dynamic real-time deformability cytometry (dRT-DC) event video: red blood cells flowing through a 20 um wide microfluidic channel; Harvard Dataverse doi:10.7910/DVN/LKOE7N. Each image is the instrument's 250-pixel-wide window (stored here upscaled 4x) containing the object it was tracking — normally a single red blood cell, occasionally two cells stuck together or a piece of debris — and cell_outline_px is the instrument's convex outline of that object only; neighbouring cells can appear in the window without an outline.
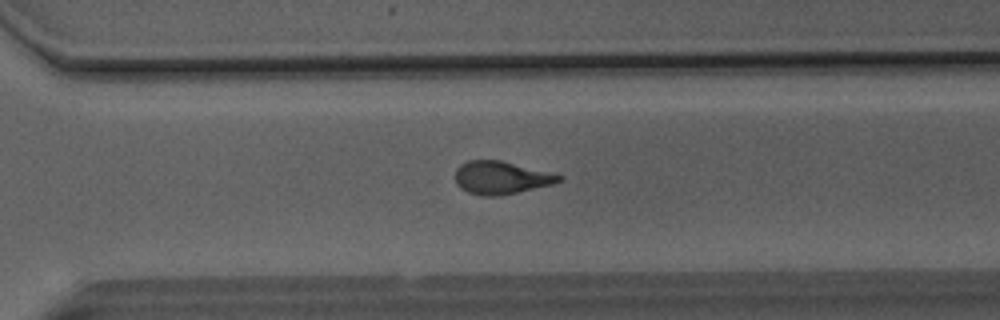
{"species": "Egyptian fruit bat (a non-hibernating species)", "species_latin": "Rousettus aegyptiacus", "temperature_condition": "room temperature", "stored_images_in_passage": 49, "camera_frame_rate_fps": 3000, "um_per_image_px": 0.085, "animal": {"sex": "male"}, "frame": {"image": 1, "passage_image": 34, "time_ms": 11.0, "image_size_px": [1000, 320], "cell_outline_px": [[564, 176], [560, 180], [552, 184], [500, 196], [484, 196], [468, 192], [460, 188], [456, 184], [456, 168], [460, 164], [468, 160], [500, 160], [556, 172]], "centroid_in_image_um": [42.62, 15.09], "position_along_channel_um": 328.0, "area_um2": 20.11}}
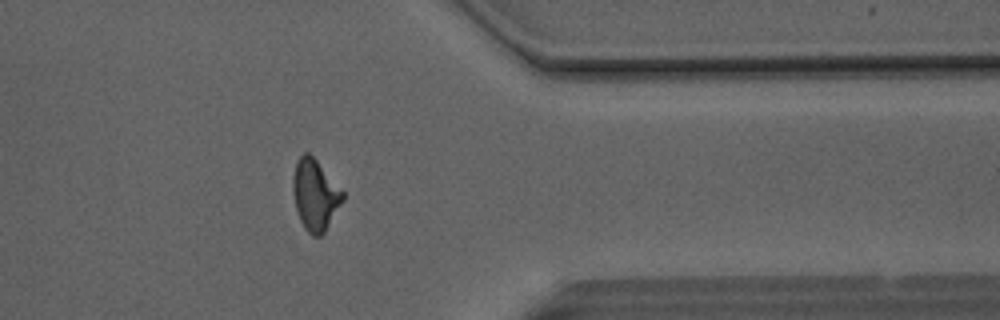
{"frame": {"image": 2, "passage_image": 39, "time_ms": 12.667, "image_size_px": [1000, 320], "cell_outline_px": [[344, 200], [324, 232], [320, 236], [312, 236], [304, 228], [300, 220], [296, 208], [292, 188], [292, 180], [296, 160], [304, 152], [308, 152], [316, 160], [344, 192]], "centroid_in_image_um": [26.77, 16.56], "position_along_channel_um": 384.6, "area_um2": 20.46}}
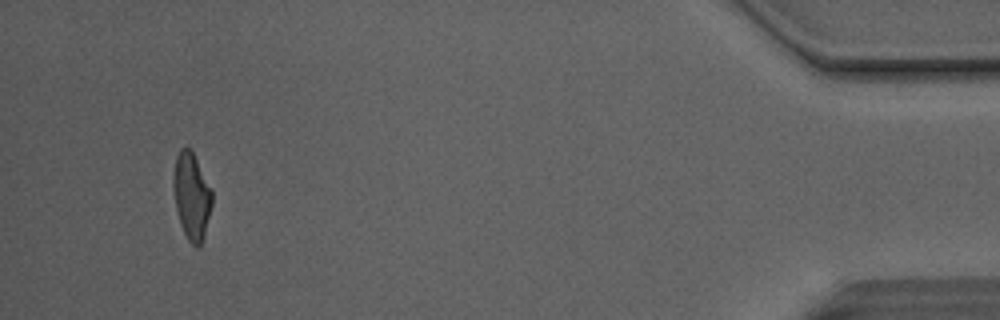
{"frame": {"image": 3, "passage_image": 46, "time_ms": 15.0, "image_size_px": [1000, 320], "cell_outline_px": [[212, 204], [204, 236], [200, 244], [196, 248], [188, 240], [180, 224], [176, 208], [172, 184], [172, 176], [176, 156], [180, 148], [188, 148], [192, 152], [212, 188]], "centroid_in_image_um": [16.28, 16.66], "position_along_channel_um": 418.9, "area_um2": 19.54}, "authors_computed_cell_mechanics": {"area_um2": 20.4612, "velocity_mm_per_s": 4.1271, "shape_relaxation_time_tau1_ms": 6.5401, "shape_relaxation_time_tau2_ms": 1.8867, "deformation_change_tau1": 0.2108, "deformation_change_tau2": 0.095}}